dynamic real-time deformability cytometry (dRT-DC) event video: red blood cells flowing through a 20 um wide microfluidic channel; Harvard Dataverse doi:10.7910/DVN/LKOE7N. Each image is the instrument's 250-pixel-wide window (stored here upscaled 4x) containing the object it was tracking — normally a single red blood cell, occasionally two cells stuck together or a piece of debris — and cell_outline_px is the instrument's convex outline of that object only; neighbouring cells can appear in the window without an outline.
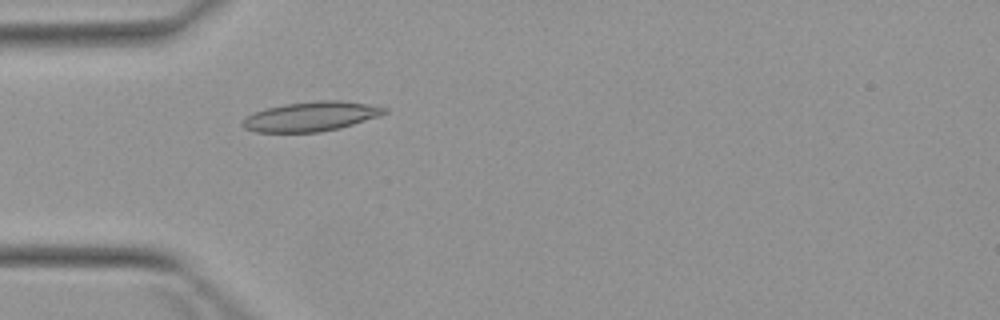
{"species": "Egyptian fruit bat (a non-hibernating species)", "species_latin": "Rousettus aegyptiacus", "temperature_condition": "warm", "stored_images_in_passage": 2, "camera_frame_rate_fps": 3000, "um_per_image_px": 0.085, "animal": {"sex": "female"}, "frame": {"image": 1, "passage_image": 2, "time_ms": 2.0, "image_size_px": [1000, 320], "cell_outline_px": [[388, 112], [380, 116], [340, 128], [320, 132], [256, 132], [244, 128], [240, 124], [244, 116], [252, 112], [264, 108], [284, 104], [320, 100], [344, 100], [368, 104], [388, 108]], "centroid_in_image_um": [26.41, 9.89], "position_along_channel_um": 58.6, "area_um2": 24.8}}